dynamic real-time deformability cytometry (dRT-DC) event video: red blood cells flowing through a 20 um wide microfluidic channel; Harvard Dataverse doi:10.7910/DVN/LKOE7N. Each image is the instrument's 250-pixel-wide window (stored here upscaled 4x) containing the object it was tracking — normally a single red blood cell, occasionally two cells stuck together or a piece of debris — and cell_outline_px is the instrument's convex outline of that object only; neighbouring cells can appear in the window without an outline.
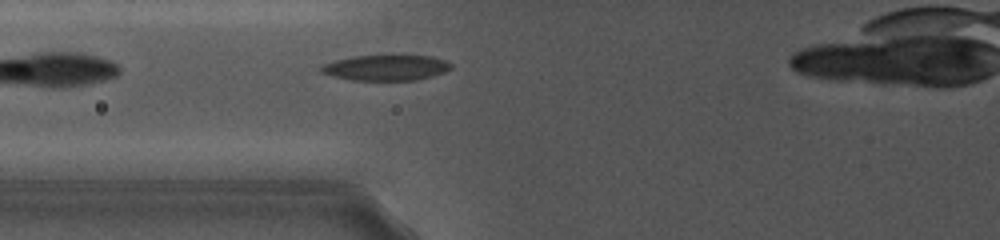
{"species": "common noctule bat (a hibernating species)", "species_latin": "Nyctalus noctula", "temperature_condition": "cold", "stored_images_in_passage": 44, "segment_of_instrument_passage": [1, 2], "camera_frame_rate_fps": 5000, "um_per_image_px": 0.085, "animal": {"sex": "female", "body_mass_g": 19.0, "forearm_length_mm": 56.7}, "frame": {"image": 1, "passage_image": 5, "time_ms": 1.0, "image_size_px": [1000, 240], "cell_outline_px": [[452, 68], [444, 72], [432, 76], [416, 80], [352, 80], [332, 76], [320, 72], [320, 68], [324, 64], [336, 60], [352, 56], [432, 56], [448, 60], [452, 64]], "centroid_in_image_um": [32.84, 5.75], "position_along_channel_um": 93.0, "area_um2": 19.31}}
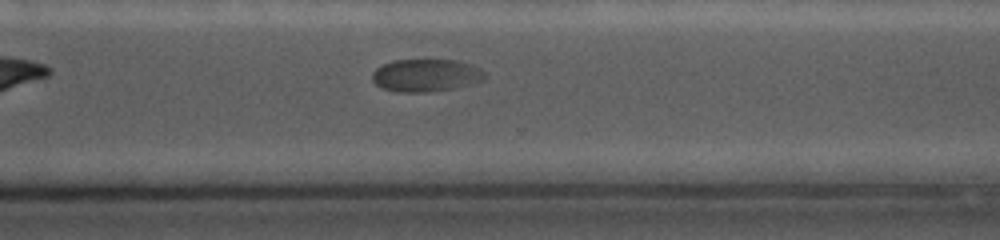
{"frame": {"image": 2, "passage_image": 32, "time_ms": 7.4, "image_size_px": [1000, 240], "cell_outline_px": [[488, 76], [484, 80], [452, 88], [428, 92], [400, 92], [380, 88], [372, 80], [372, 72], [380, 64], [392, 60], [460, 60], [472, 64], [484, 72]], "centroid_in_image_um": [36.18, 6.39], "position_along_channel_um": 334.4, "area_um2": 21.56}}
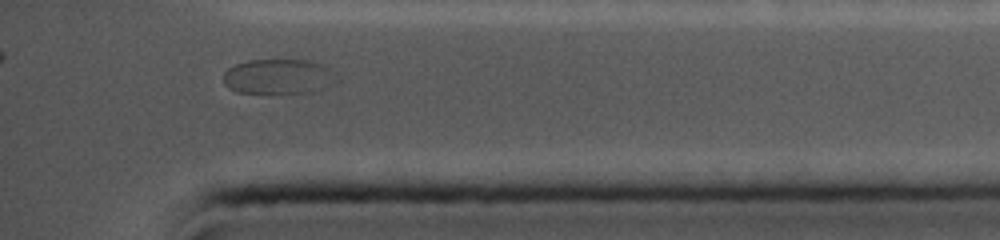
{"frame": {"image": 3, "passage_image": 40, "time_ms": 9.4, "image_size_px": [1000, 240], "cell_outline_px": [[324, 68], [320, 88], [312, 92], [236, 92], [228, 88], [224, 84], [224, 72], [228, 68], [236, 64], [248, 60], [308, 60], [324, 64]], "centroid_in_image_um": [23.34, 6.48], "position_along_channel_um": 411.9, "area_um2": 21.27}}